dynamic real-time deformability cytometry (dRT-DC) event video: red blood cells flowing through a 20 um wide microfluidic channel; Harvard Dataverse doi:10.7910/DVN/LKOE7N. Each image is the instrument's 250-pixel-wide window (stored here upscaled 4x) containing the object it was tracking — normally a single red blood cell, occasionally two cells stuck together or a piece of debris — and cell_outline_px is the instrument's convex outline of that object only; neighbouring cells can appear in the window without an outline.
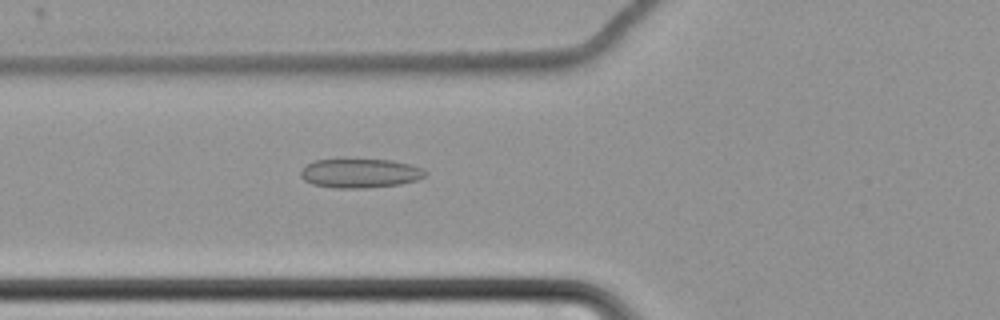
{"species": "common noctule bat (a hibernating species)", "species_latin": "Nyctalus noctula", "temperature_condition": "cold", "stored_images_in_passage": 59, "camera_frame_rate_fps": 3000, "um_per_image_px": 0.085, "animal": {"sex": "female", "body_mass_g": 22.7, "forearm_length_mm": 54.2}, "frame": {"image": 1, "passage_image": 22, "time_ms": 7.0, "image_size_px": [1000, 320], "cell_outline_px": [[428, 172], [424, 176], [416, 180], [400, 184], [364, 188], [336, 188], [312, 184], [304, 180], [300, 176], [300, 172], [308, 164], [316, 160], [340, 156], [344, 156], [392, 160], [412, 164], [424, 168]], "centroid_in_image_um": [30.6, 14.66], "position_along_channel_um": 95.2, "area_um2": 22.2}}
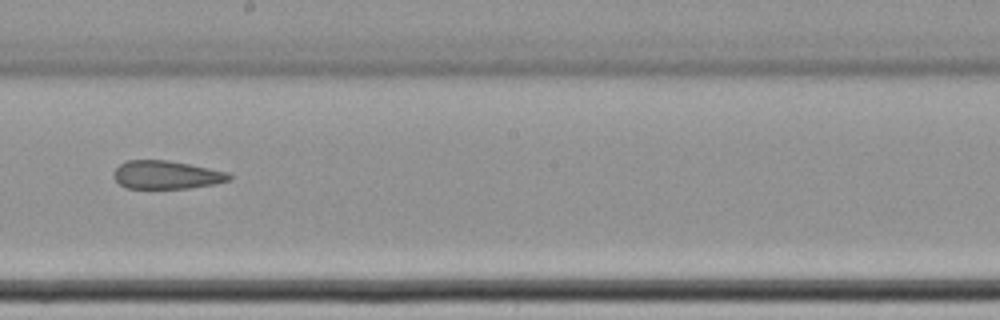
{"frame": {"image": 2, "passage_image": 34, "time_ms": 11.0, "image_size_px": [1000, 320], "cell_outline_px": [[232, 176], [228, 180], [216, 184], [188, 188], [124, 188], [112, 176], [112, 172], [120, 164], [128, 160], [168, 160], [228, 172]], "centroid_in_image_um": [14.11, 14.86], "position_along_channel_um": 234.1, "area_um2": 18.96}}
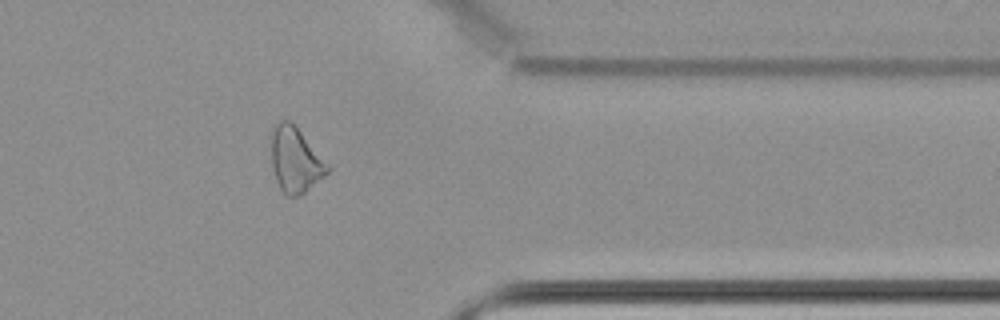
{"frame": {"image": 3, "passage_image": 48, "time_ms": 15.667, "image_size_px": [1000, 320], "cell_outline_px": [[332, 168], [324, 176], [300, 196], [288, 196], [280, 188], [276, 180], [272, 168], [268, 136], [272, 124], [280, 120], [288, 120], [332, 164]], "centroid_in_image_um": [25.08, 13.55], "position_along_channel_um": 386.3, "area_um2": 22.14}, "authors_computed_cell_mechanics": {"area_um2": 22.542, "velocity_mm_per_s": 3.4744, "shape_relaxation_time_tau1_ms": null, "shape_relaxation_time_tau2_ms": 10.3103, "deformation_change_tau1": null, "deformation_change_tau2": 0.2115}}